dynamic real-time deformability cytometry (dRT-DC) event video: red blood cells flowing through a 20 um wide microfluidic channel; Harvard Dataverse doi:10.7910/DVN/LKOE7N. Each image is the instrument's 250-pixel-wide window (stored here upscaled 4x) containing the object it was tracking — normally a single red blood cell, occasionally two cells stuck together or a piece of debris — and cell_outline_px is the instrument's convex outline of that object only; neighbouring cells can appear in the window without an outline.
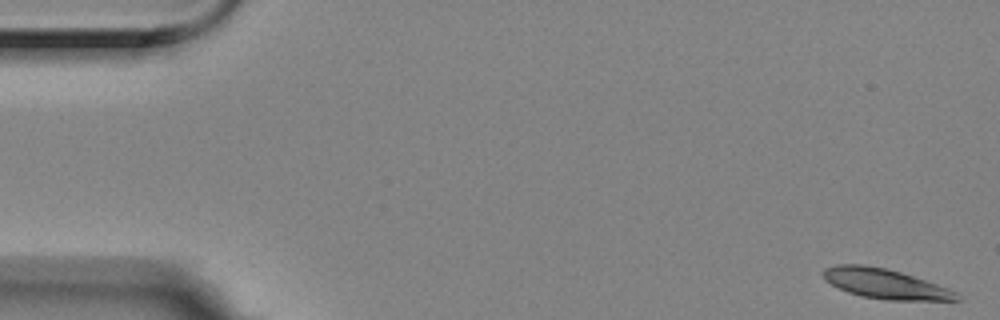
{"species": "Egyptian fruit bat (a non-hibernating species)", "species_latin": "Rousettus aegyptiacus", "temperature_condition": "room temperature", "stored_images_in_passage": 56, "camera_frame_rate_fps": 3000, "um_per_image_px": 0.085, "animal": {"sex": "female"}, "frame": {"image": 1, "passage_image": 1, "time_ms": 0.0, "image_size_px": [1000, 320], "cell_outline_px": [[964, 300], [884, 300], [860, 296], [848, 292], [824, 280], [824, 268], [836, 264], [864, 264], [888, 268], [960, 292]], "centroid_in_image_um": [75.28, 24.12], "position_along_channel_um": 9.7, "area_um2": 23.35}}
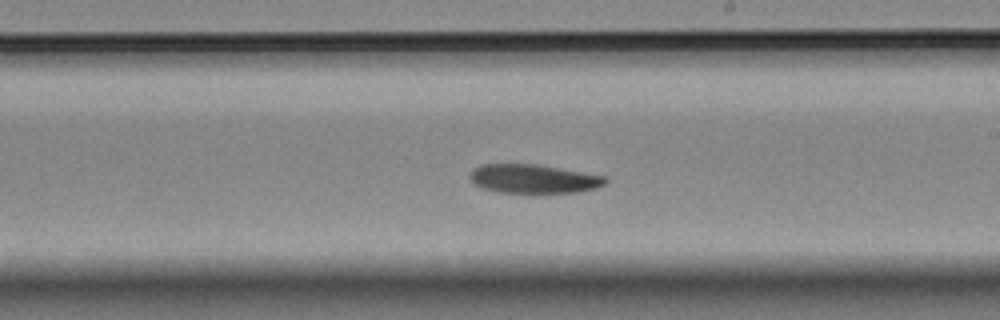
{"frame": {"image": 2, "passage_image": 32, "time_ms": 10.333, "image_size_px": [1000, 320], "cell_outline_px": [[608, 180], [604, 184], [596, 188], [580, 192], [536, 196], [532, 196], [496, 192], [480, 188], [472, 184], [468, 176], [480, 164], [536, 164], [608, 176]], "centroid_in_image_um": [45.35, 15.26], "position_along_channel_um": 243.6, "area_um2": 24.16}}
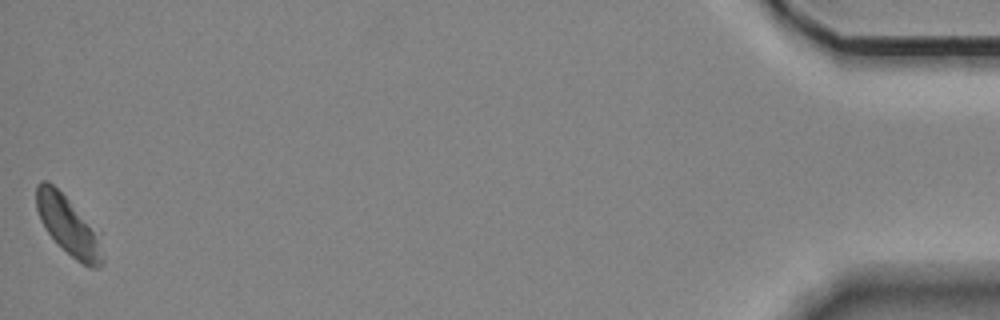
{"frame": {"image": 3, "passage_image": 56, "time_ms": 18.333, "image_size_px": [1000, 320], "cell_outline_px": [[104, 264], [100, 268], [88, 268], [76, 260], [48, 232], [40, 220], [36, 208], [36, 184], [40, 180], [48, 180], [100, 232], [104, 260]], "centroid_in_image_um": [5.85, 19.21], "position_along_channel_um": 429.3, "area_um2": 22.66}, "authors_computed_cell_mechanics": {"area_um2": 23.7269, "velocity_mm_per_s": 3.4864, "shape_relaxation_time_tau1_ms": 3.6952, "shape_relaxation_time_tau2_ms": null, "deformation_change_tau1": 0.117, "deformation_change_tau2": null}}